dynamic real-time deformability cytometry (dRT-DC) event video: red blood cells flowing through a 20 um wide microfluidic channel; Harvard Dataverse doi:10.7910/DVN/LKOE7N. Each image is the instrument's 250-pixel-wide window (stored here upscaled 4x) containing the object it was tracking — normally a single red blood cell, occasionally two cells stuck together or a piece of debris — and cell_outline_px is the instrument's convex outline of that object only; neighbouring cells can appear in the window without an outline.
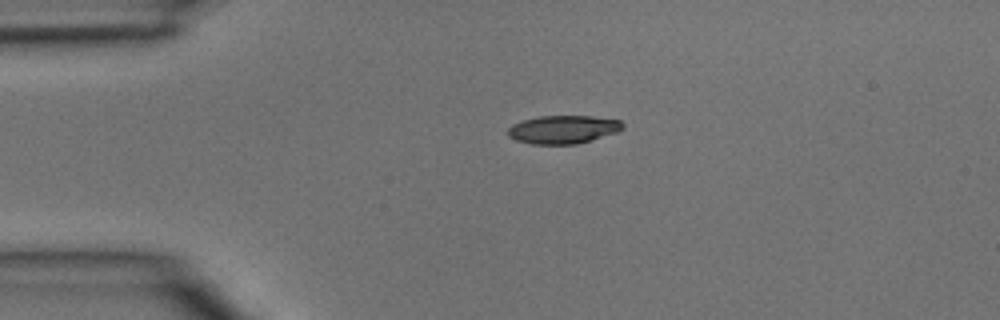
{"species": "common noctule bat (a hibernating species)", "species_latin": "Nyctalus noctula", "temperature_condition": "room temperature", "stored_images_in_passage": 3, "camera_frame_rate_fps": 3000, "um_per_image_px": 0.085, "animal": {"sex": "male", "body_mass_g": 15.6}, "frame": {"image": 1, "passage_image": 1, "time_ms": 0.0, "image_size_px": [1000, 320], "cell_outline_px": [[624, 128], [616, 132], [576, 144], [532, 144], [516, 140], [508, 136], [508, 128], [512, 124], [524, 120], [540, 116], [592, 116], [620, 120], [624, 124]], "centroid_in_image_um": [47.86, 11.0], "position_along_channel_um": 37.1, "area_um2": 18.73}}
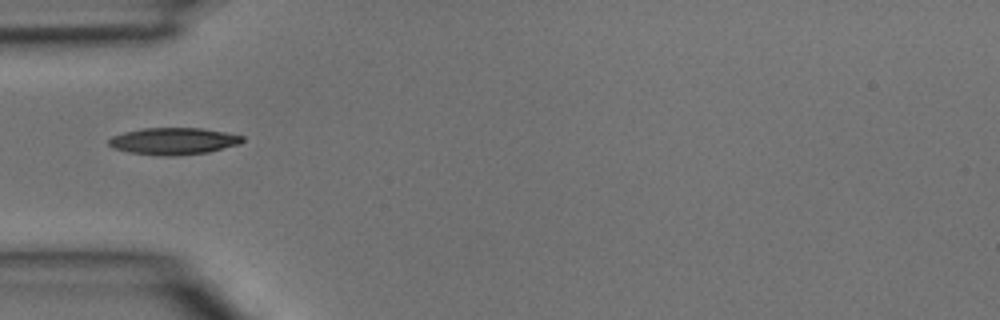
{"frame": {"image": 2, "passage_image": 2, "time_ms": 0.333, "image_size_px": [1000, 320], "cell_outline_px": [[244, 140], [240, 144], [208, 152], [172, 156], [160, 156], [128, 152], [112, 148], [108, 144], [108, 140], [112, 136], [124, 132], [144, 128], [200, 128], [224, 132], [244, 136]], "centroid_in_image_um": [14.73, 12.0], "position_along_channel_um": 70.3, "area_um2": 20.98}}